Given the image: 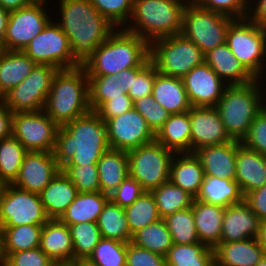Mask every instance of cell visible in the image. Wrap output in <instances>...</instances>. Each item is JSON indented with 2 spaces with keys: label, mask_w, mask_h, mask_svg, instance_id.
<instances>
[{
  "label": "cell",
  "mask_w": 266,
  "mask_h": 266,
  "mask_svg": "<svg viewBox=\"0 0 266 266\" xmlns=\"http://www.w3.org/2000/svg\"><path fill=\"white\" fill-rule=\"evenodd\" d=\"M101 238L114 239L124 243L131 241L132 234L124 208L110 199L104 205L97 220Z\"/></svg>",
  "instance_id": "obj_36"
},
{
  "label": "cell",
  "mask_w": 266,
  "mask_h": 266,
  "mask_svg": "<svg viewBox=\"0 0 266 266\" xmlns=\"http://www.w3.org/2000/svg\"><path fill=\"white\" fill-rule=\"evenodd\" d=\"M49 218L40 194L5 184L0 191V227L44 225Z\"/></svg>",
  "instance_id": "obj_11"
},
{
  "label": "cell",
  "mask_w": 266,
  "mask_h": 266,
  "mask_svg": "<svg viewBox=\"0 0 266 266\" xmlns=\"http://www.w3.org/2000/svg\"><path fill=\"white\" fill-rule=\"evenodd\" d=\"M130 242L162 256H165L173 245L171 233L164 218L136 231L132 234Z\"/></svg>",
  "instance_id": "obj_38"
},
{
  "label": "cell",
  "mask_w": 266,
  "mask_h": 266,
  "mask_svg": "<svg viewBox=\"0 0 266 266\" xmlns=\"http://www.w3.org/2000/svg\"><path fill=\"white\" fill-rule=\"evenodd\" d=\"M40 249L55 264L73 262V243L70 230L59 219H49L42 228Z\"/></svg>",
  "instance_id": "obj_23"
},
{
  "label": "cell",
  "mask_w": 266,
  "mask_h": 266,
  "mask_svg": "<svg viewBox=\"0 0 266 266\" xmlns=\"http://www.w3.org/2000/svg\"><path fill=\"white\" fill-rule=\"evenodd\" d=\"M108 200L109 195L101 191L78 193L59 220L67 226L78 223H97L99 215Z\"/></svg>",
  "instance_id": "obj_34"
},
{
  "label": "cell",
  "mask_w": 266,
  "mask_h": 266,
  "mask_svg": "<svg viewBox=\"0 0 266 266\" xmlns=\"http://www.w3.org/2000/svg\"><path fill=\"white\" fill-rule=\"evenodd\" d=\"M149 57L159 73L181 79L205 62L201 49L182 34L152 41Z\"/></svg>",
  "instance_id": "obj_8"
},
{
  "label": "cell",
  "mask_w": 266,
  "mask_h": 266,
  "mask_svg": "<svg viewBox=\"0 0 266 266\" xmlns=\"http://www.w3.org/2000/svg\"><path fill=\"white\" fill-rule=\"evenodd\" d=\"M205 172L195 153H176L172 159L169 180L194 198L197 196Z\"/></svg>",
  "instance_id": "obj_26"
},
{
  "label": "cell",
  "mask_w": 266,
  "mask_h": 266,
  "mask_svg": "<svg viewBox=\"0 0 266 266\" xmlns=\"http://www.w3.org/2000/svg\"><path fill=\"white\" fill-rule=\"evenodd\" d=\"M33 0H0V6L11 12L28 6Z\"/></svg>",
  "instance_id": "obj_59"
},
{
  "label": "cell",
  "mask_w": 266,
  "mask_h": 266,
  "mask_svg": "<svg viewBox=\"0 0 266 266\" xmlns=\"http://www.w3.org/2000/svg\"><path fill=\"white\" fill-rule=\"evenodd\" d=\"M2 186H3V184L0 182V191H1Z\"/></svg>",
  "instance_id": "obj_71"
},
{
  "label": "cell",
  "mask_w": 266,
  "mask_h": 266,
  "mask_svg": "<svg viewBox=\"0 0 266 266\" xmlns=\"http://www.w3.org/2000/svg\"><path fill=\"white\" fill-rule=\"evenodd\" d=\"M95 9L117 28H124L129 22L134 0H89Z\"/></svg>",
  "instance_id": "obj_47"
},
{
  "label": "cell",
  "mask_w": 266,
  "mask_h": 266,
  "mask_svg": "<svg viewBox=\"0 0 266 266\" xmlns=\"http://www.w3.org/2000/svg\"><path fill=\"white\" fill-rule=\"evenodd\" d=\"M4 51L2 44L0 43V54Z\"/></svg>",
  "instance_id": "obj_68"
},
{
  "label": "cell",
  "mask_w": 266,
  "mask_h": 266,
  "mask_svg": "<svg viewBox=\"0 0 266 266\" xmlns=\"http://www.w3.org/2000/svg\"><path fill=\"white\" fill-rule=\"evenodd\" d=\"M60 170L53 152H28L12 185L40 194Z\"/></svg>",
  "instance_id": "obj_19"
},
{
  "label": "cell",
  "mask_w": 266,
  "mask_h": 266,
  "mask_svg": "<svg viewBox=\"0 0 266 266\" xmlns=\"http://www.w3.org/2000/svg\"><path fill=\"white\" fill-rule=\"evenodd\" d=\"M126 266H166L165 256L127 243Z\"/></svg>",
  "instance_id": "obj_54"
},
{
  "label": "cell",
  "mask_w": 266,
  "mask_h": 266,
  "mask_svg": "<svg viewBox=\"0 0 266 266\" xmlns=\"http://www.w3.org/2000/svg\"><path fill=\"white\" fill-rule=\"evenodd\" d=\"M262 82L264 80L255 79L243 85H227L215 106L233 140L245 138L251 123L266 105V92L261 89L265 82Z\"/></svg>",
  "instance_id": "obj_6"
},
{
  "label": "cell",
  "mask_w": 266,
  "mask_h": 266,
  "mask_svg": "<svg viewBox=\"0 0 266 266\" xmlns=\"http://www.w3.org/2000/svg\"><path fill=\"white\" fill-rule=\"evenodd\" d=\"M155 140L175 153H191L189 111L170 115L155 135Z\"/></svg>",
  "instance_id": "obj_33"
},
{
  "label": "cell",
  "mask_w": 266,
  "mask_h": 266,
  "mask_svg": "<svg viewBox=\"0 0 266 266\" xmlns=\"http://www.w3.org/2000/svg\"><path fill=\"white\" fill-rule=\"evenodd\" d=\"M51 19L23 52L36 64L50 65L58 70L80 66L74 59L69 39L56 21Z\"/></svg>",
  "instance_id": "obj_13"
},
{
  "label": "cell",
  "mask_w": 266,
  "mask_h": 266,
  "mask_svg": "<svg viewBox=\"0 0 266 266\" xmlns=\"http://www.w3.org/2000/svg\"><path fill=\"white\" fill-rule=\"evenodd\" d=\"M10 12L0 6V43L4 49V39L6 36V28L9 21Z\"/></svg>",
  "instance_id": "obj_61"
},
{
  "label": "cell",
  "mask_w": 266,
  "mask_h": 266,
  "mask_svg": "<svg viewBox=\"0 0 266 266\" xmlns=\"http://www.w3.org/2000/svg\"><path fill=\"white\" fill-rule=\"evenodd\" d=\"M204 59L227 85H243L255 80L231 52L226 42L206 53Z\"/></svg>",
  "instance_id": "obj_24"
},
{
  "label": "cell",
  "mask_w": 266,
  "mask_h": 266,
  "mask_svg": "<svg viewBox=\"0 0 266 266\" xmlns=\"http://www.w3.org/2000/svg\"><path fill=\"white\" fill-rule=\"evenodd\" d=\"M0 266H8L5 262L1 261Z\"/></svg>",
  "instance_id": "obj_69"
},
{
  "label": "cell",
  "mask_w": 266,
  "mask_h": 266,
  "mask_svg": "<svg viewBox=\"0 0 266 266\" xmlns=\"http://www.w3.org/2000/svg\"><path fill=\"white\" fill-rule=\"evenodd\" d=\"M96 165L100 191L109 196L129 176L127 151L109 148Z\"/></svg>",
  "instance_id": "obj_30"
},
{
  "label": "cell",
  "mask_w": 266,
  "mask_h": 266,
  "mask_svg": "<svg viewBox=\"0 0 266 266\" xmlns=\"http://www.w3.org/2000/svg\"><path fill=\"white\" fill-rule=\"evenodd\" d=\"M237 140L200 148L195 155L200 159L205 176L235 180Z\"/></svg>",
  "instance_id": "obj_21"
},
{
  "label": "cell",
  "mask_w": 266,
  "mask_h": 266,
  "mask_svg": "<svg viewBox=\"0 0 266 266\" xmlns=\"http://www.w3.org/2000/svg\"><path fill=\"white\" fill-rule=\"evenodd\" d=\"M190 0H134L130 22L123 28L149 44L159 38L181 34L183 14Z\"/></svg>",
  "instance_id": "obj_5"
},
{
  "label": "cell",
  "mask_w": 266,
  "mask_h": 266,
  "mask_svg": "<svg viewBox=\"0 0 266 266\" xmlns=\"http://www.w3.org/2000/svg\"><path fill=\"white\" fill-rule=\"evenodd\" d=\"M244 201L260 220L266 219V184L247 193Z\"/></svg>",
  "instance_id": "obj_56"
},
{
  "label": "cell",
  "mask_w": 266,
  "mask_h": 266,
  "mask_svg": "<svg viewBox=\"0 0 266 266\" xmlns=\"http://www.w3.org/2000/svg\"><path fill=\"white\" fill-rule=\"evenodd\" d=\"M109 148L106 123L90 111L59 126L53 154L62 169L66 165L97 164Z\"/></svg>",
  "instance_id": "obj_1"
},
{
  "label": "cell",
  "mask_w": 266,
  "mask_h": 266,
  "mask_svg": "<svg viewBox=\"0 0 266 266\" xmlns=\"http://www.w3.org/2000/svg\"><path fill=\"white\" fill-rule=\"evenodd\" d=\"M43 110L58 126L91 111L88 76L83 66L56 72Z\"/></svg>",
  "instance_id": "obj_4"
},
{
  "label": "cell",
  "mask_w": 266,
  "mask_h": 266,
  "mask_svg": "<svg viewBox=\"0 0 266 266\" xmlns=\"http://www.w3.org/2000/svg\"><path fill=\"white\" fill-rule=\"evenodd\" d=\"M210 266H220V265L214 260Z\"/></svg>",
  "instance_id": "obj_65"
},
{
  "label": "cell",
  "mask_w": 266,
  "mask_h": 266,
  "mask_svg": "<svg viewBox=\"0 0 266 266\" xmlns=\"http://www.w3.org/2000/svg\"><path fill=\"white\" fill-rule=\"evenodd\" d=\"M156 77V67L149 60L142 67L133 68V83L128 91L132 102L142 97L152 95L153 84Z\"/></svg>",
  "instance_id": "obj_49"
},
{
  "label": "cell",
  "mask_w": 266,
  "mask_h": 266,
  "mask_svg": "<svg viewBox=\"0 0 266 266\" xmlns=\"http://www.w3.org/2000/svg\"><path fill=\"white\" fill-rule=\"evenodd\" d=\"M55 266H71L70 264H56Z\"/></svg>",
  "instance_id": "obj_67"
},
{
  "label": "cell",
  "mask_w": 266,
  "mask_h": 266,
  "mask_svg": "<svg viewBox=\"0 0 266 266\" xmlns=\"http://www.w3.org/2000/svg\"><path fill=\"white\" fill-rule=\"evenodd\" d=\"M124 210L131 234L161 219L155 198L148 191H145L132 205L125 207Z\"/></svg>",
  "instance_id": "obj_42"
},
{
  "label": "cell",
  "mask_w": 266,
  "mask_h": 266,
  "mask_svg": "<svg viewBox=\"0 0 266 266\" xmlns=\"http://www.w3.org/2000/svg\"><path fill=\"white\" fill-rule=\"evenodd\" d=\"M191 123V153L207 146L233 141L220 118L216 107H192L189 110Z\"/></svg>",
  "instance_id": "obj_18"
},
{
  "label": "cell",
  "mask_w": 266,
  "mask_h": 266,
  "mask_svg": "<svg viewBox=\"0 0 266 266\" xmlns=\"http://www.w3.org/2000/svg\"><path fill=\"white\" fill-rule=\"evenodd\" d=\"M62 172L71 180L78 193L99 192V176L96 164L66 165Z\"/></svg>",
  "instance_id": "obj_46"
},
{
  "label": "cell",
  "mask_w": 266,
  "mask_h": 266,
  "mask_svg": "<svg viewBox=\"0 0 266 266\" xmlns=\"http://www.w3.org/2000/svg\"><path fill=\"white\" fill-rule=\"evenodd\" d=\"M250 2L248 17L266 29V0H250Z\"/></svg>",
  "instance_id": "obj_57"
},
{
  "label": "cell",
  "mask_w": 266,
  "mask_h": 266,
  "mask_svg": "<svg viewBox=\"0 0 266 266\" xmlns=\"http://www.w3.org/2000/svg\"><path fill=\"white\" fill-rule=\"evenodd\" d=\"M58 128L44 110L12 115V136L28 152H53Z\"/></svg>",
  "instance_id": "obj_14"
},
{
  "label": "cell",
  "mask_w": 266,
  "mask_h": 266,
  "mask_svg": "<svg viewBox=\"0 0 266 266\" xmlns=\"http://www.w3.org/2000/svg\"><path fill=\"white\" fill-rule=\"evenodd\" d=\"M36 65L23 51L4 50L0 54V99L20 84Z\"/></svg>",
  "instance_id": "obj_32"
},
{
  "label": "cell",
  "mask_w": 266,
  "mask_h": 266,
  "mask_svg": "<svg viewBox=\"0 0 266 266\" xmlns=\"http://www.w3.org/2000/svg\"><path fill=\"white\" fill-rule=\"evenodd\" d=\"M77 194L78 190L74 184L60 170L40 193L46 216L49 219H59L74 201Z\"/></svg>",
  "instance_id": "obj_29"
},
{
  "label": "cell",
  "mask_w": 266,
  "mask_h": 266,
  "mask_svg": "<svg viewBox=\"0 0 266 266\" xmlns=\"http://www.w3.org/2000/svg\"><path fill=\"white\" fill-rule=\"evenodd\" d=\"M153 99L170 115L188 112L192 105L188 99L183 79L167 76L156 69V77L152 90Z\"/></svg>",
  "instance_id": "obj_25"
},
{
  "label": "cell",
  "mask_w": 266,
  "mask_h": 266,
  "mask_svg": "<svg viewBox=\"0 0 266 266\" xmlns=\"http://www.w3.org/2000/svg\"><path fill=\"white\" fill-rule=\"evenodd\" d=\"M235 181L243 195L266 184V156L237 141Z\"/></svg>",
  "instance_id": "obj_22"
},
{
  "label": "cell",
  "mask_w": 266,
  "mask_h": 266,
  "mask_svg": "<svg viewBox=\"0 0 266 266\" xmlns=\"http://www.w3.org/2000/svg\"><path fill=\"white\" fill-rule=\"evenodd\" d=\"M57 71L53 66L37 64L20 84L1 98V102L12 113L43 110Z\"/></svg>",
  "instance_id": "obj_12"
},
{
  "label": "cell",
  "mask_w": 266,
  "mask_h": 266,
  "mask_svg": "<svg viewBox=\"0 0 266 266\" xmlns=\"http://www.w3.org/2000/svg\"><path fill=\"white\" fill-rule=\"evenodd\" d=\"M120 84L119 74L107 76H88L89 106L96 112L110 98L127 94Z\"/></svg>",
  "instance_id": "obj_41"
},
{
  "label": "cell",
  "mask_w": 266,
  "mask_h": 266,
  "mask_svg": "<svg viewBox=\"0 0 266 266\" xmlns=\"http://www.w3.org/2000/svg\"><path fill=\"white\" fill-rule=\"evenodd\" d=\"M127 243L101 238L89 261L98 266H126Z\"/></svg>",
  "instance_id": "obj_45"
},
{
  "label": "cell",
  "mask_w": 266,
  "mask_h": 266,
  "mask_svg": "<svg viewBox=\"0 0 266 266\" xmlns=\"http://www.w3.org/2000/svg\"><path fill=\"white\" fill-rule=\"evenodd\" d=\"M241 143L250 150L266 156V105L251 123Z\"/></svg>",
  "instance_id": "obj_51"
},
{
  "label": "cell",
  "mask_w": 266,
  "mask_h": 266,
  "mask_svg": "<svg viewBox=\"0 0 266 266\" xmlns=\"http://www.w3.org/2000/svg\"><path fill=\"white\" fill-rule=\"evenodd\" d=\"M118 74L120 76V84L122 85L121 89L128 93L133 83V68L122 70Z\"/></svg>",
  "instance_id": "obj_60"
},
{
  "label": "cell",
  "mask_w": 266,
  "mask_h": 266,
  "mask_svg": "<svg viewBox=\"0 0 266 266\" xmlns=\"http://www.w3.org/2000/svg\"><path fill=\"white\" fill-rule=\"evenodd\" d=\"M28 151L13 136L0 140V182L12 184Z\"/></svg>",
  "instance_id": "obj_39"
},
{
  "label": "cell",
  "mask_w": 266,
  "mask_h": 266,
  "mask_svg": "<svg viewBox=\"0 0 266 266\" xmlns=\"http://www.w3.org/2000/svg\"><path fill=\"white\" fill-rule=\"evenodd\" d=\"M260 221L245 201L226 207L220 243L256 238Z\"/></svg>",
  "instance_id": "obj_20"
},
{
  "label": "cell",
  "mask_w": 266,
  "mask_h": 266,
  "mask_svg": "<svg viewBox=\"0 0 266 266\" xmlns=\"http://www.w3.org/2000/svg\"><path fill=\"white\" fill-rule=\"evenodd\" d=\"M145 191L132 177L128 176L109 196V199L122 208L132 205Z\"/></svg>",
  "instance_id": "obj_53"
},
{
  "label": "cell",
  "mask_w": 266,
  "mask_h": 266,
  "mask_svg": "<svg viewBox=\"0 0 266 266\" xmlns=\"http://www.w3.org/2000/svg\"><path fill=\"white\" fill-rule=\"evenodd\" d=\"M133 108V102L128 94H122V97L110 98L106 101L96 113L106 122L108 119L120 116Z\"/></svg>",
  "instance_id": "obj_55"
},
{
  "label": "cell",
  "mask_w": 266,
  "mask_h": 266,
  "mask_svg": "<svg viewBox=\"0 0 266 266\" xmlns=\"http://www.w3.org/2000/svg\"><path fill=\"white\" fill-rule=\"evenodd\" d=\"M155 198L158 213L161 218L169 214L190 208L194 197L185 190L175 186L170 180L151 191Z\"/></svg>",
  "instance_id": "obj_40"
},
{
  "label": "cell",
  "mask_w": 266,
  "mask_h": 266,
  "mask_svg": "<svg viewBox=\"0 0 266 266\" xmlns=\"http://www.w3.org/2000/svg\"><path fill=\"white\" fill-rule=\"evenodd\" d=\"M3 261L2 255H1V240H0V262Z\"/></svg>",
  "instance_id": "obj_66"
},
{
  "label": "cell",
  "mask_w": 266,
  "mask_h": 266,
  "mask_svg": "<svg viewBox=\"0 0 266 266\" xmlns=\"http://www.w3.org/2000/svg\"><path fill=\"white\" fill-rule=\"evenodd\" d=\"M129 176L144 191L151 192L169 180L171 162L176 154L154 140L151 143L127 151Z\"/></svg>",
  "instance_id": "obj_10"
},
{
  "label": "cell",
  "mask_w": 266,
  "mask_h": 266,
  "mask_svg": "<svg viewBox=\"0 0 266 266\" xmlns=\"http://www.w3.org/2000/svg\"><path fill=\"white\" fill-rule=\"evenodd\" d=\"M182 79L192 107H215L227 86L206 62Z\"/></svg>",
  "instance_id": "obj_17"
},
{
  "label": "cell",
  "mask_w": 266,
  "mask_h": 266,
  "mask_svg": "<svg viewBox=\"0 0 266 266\" xmlns=\"http://www.w3.org/2000/svg\"><path fill=\"white\" fill-rule=\"evenodd\" d=\"M8 266H55L40 247L30 250L10 253L4 260Z\"/></svg>",
  "instance_id": "obj_52"
},
{
  "label": "cell",
  "mask_w": 266,
  "mask_h": 266,
  "mask_svg": "<svg viewBox=\"0 0 266 266\" xmlns=\"http://www.w3.org/2000/svg\"><path fill=\"white\" fill-rule=\"evenodd\" d=\"M70 265L71 266H98L92 263L91 261H89L88 259L75 260L72 263H70Z\"/></svg>",
  "instance_id": "obj_63"
},
{
  "label": "cell",
  "mask_w": 266,
  "mask_h": 266,
  "mask_svg": "<svg viewBox=\"0 0 266 266\" xmlns=\"http://www.w3.org/2000/svg\"><path fill=\"white\" fill-rule=\"evenodd\" d=\"M133 108L145 118L149 128L155 135L170 117V113L156 102L152 95L134 101Z\"/></svg>",
  "instance_id": "obj_48"
},
{
  "label": "cell",
  "mask_w": 266,
  "mask_h": 266,
  "mask_svg": "<svg viewBox=\"0 0 266 266\" xmlns=\"http://www.w3.org/2000/svg\"><path fill=\"white\" fill-rule=\"evenodd\" d=\"M13 113L0 102V140L12 136Z\"/></svg>",
  "instance_id": "obj_58"
},
{
  "label": "cell",
  "mask_w": 266,
  "mask_h": 266,
  "mask_svg": "<svg viewBox=\"0 0 266 266\" xmlns=\"http://www.w3.org/2000/svg\"><path fill=\"white\" fill-rule=\"evenodd\" d=\"M33 1H46V2L47 1L49 2L50 1L51 2V0H33Z\"/></svg>",
  "instance_id": "obj_70"
},
{
  "label": "cell",
  "mask_w": 266,
  "mask_h": 266,
  "mask_svg": "<svg viewBox=\"0 0 266 266\" xmlns=\"http://www.w3.org/2000/svg\"><path fill=\"white\" fill-rule=\"evenodd\" d=\"M150 44L138 35L117 28L82 65L87 76L118 74L150 60Z\"/></svg>",
  "instance_id": "obj_3"
},
{
  "label": "cell",
  "mask_w": 266,
  "mask_h": 266,
  "mask_svg": "<svg viewBox=\"0 0 266 266\" xmlns=\"http://www.w3.org/2000/svg\"><path fill=\"white\" fill-rule=\"evenodd\" d=\"M194 199L226 208L244 201V195L235 180L205 176Z\"/></svg>",
  "instance_id": "obj_31"
},
{
  "label": "cell",
  "mask_w": 266,
  "mask_h": 266,
  "mask_svg": "<svg viewBox=\"0 0 266 266\" xmlns=\"http://www.w3.org/2000/svg\"><path fill=\"white\" fill-rule=\"evenodd\" d=\"M171 233L173 244H192L200 242L196 232L192 208H187L164 218Z\"/></svg>",
  "instance_id": "obj_44"
},
{
  "label": "cell",
  "mask_w": 266,
  "mask_h": 266,
  "mask_svg": "<svg viewBox=\"0 0 266 266\" xmlns=\"http://www.w3.org/2000/svg\"><path fill=\"white\" fill-rule=\"evenodd\" d=\"M264 256L256 238L219 243L214 248V260L220 266H255Z\"/></svg>",
  "instance_id": "obj_27"
},
{
  "label": "cell",
  "mask_w": 266,
  "mask_h": 266,
  "mask_svg": "<svg viewBox=\"0 0 266 266\" xmlns=\"http://www.w3.org/2000/svg\"><path fill=\"white\" fill-rule=\"evenodd\" d=\"M43 225L0 227L1 255L4 260L10 253L40 247Z\"/></svg>",
  "instance_id": "obj_35"
},
{
  "label": "cell",
  "mask_w": 266,
  "mask_h": 266,
  "mask_svg": "<svg viewBox=\"0 0 266 266\" xmlns=\"http://www.w3.org/2000/svg\"><path fill=\"white\" fill-rule=\"evenodd\" d=\"M105 123L108 144L112 149L128 151L155 140L145 118L134 108Z\"/></svg>",
  "instance_id": "obj_16"
},
{
  "label": "cell",
  "mask_w": 266,
  "mask_h": 266,
  "mask_svg": "<svg viewBox=\"0 0 266 266\" xmlns=\"http://www.w3.org/2000/svg\"><path fill=\"white\" fill-rule=\"evenodd\" d=\"M226 43L245 69L255 78L266 75V29L249 17L233 19Z\"/></svg>",
  "instance_id": "obj_7"
},
{
  "label": "cell",
  "mask_w": 266,
  "mask_h": 266,
  "mask_svg": "<svg viewBox=\"0 0 266 266\" xmlns=\"http://www.w3.org/2000/svg\"><path fill=\"white\" fill-rule=\"evenodd\" d=\"M165 260L166 266H210L214 261V249L201 242L173 244Z\"/></svg>",
  "instance_id": "obj_37"
},
{
  "label": "cell",
  "mask_w": 266,
  "mask_h": 266,
  "mask_svg": "<svg viewBox=\"0 0 266 266\" xmlns=\"http://www.w3.org/2000/svg\"><path fill=\"white\" fill-rule=\"evenodd\" d=\"M57 5L60 20L54 19L69 39L73 59L82 66L117 27L89 0H60Z\"/></svg>",
  "instance_id": "obj_2"
},
{
  "label": "cell",
  "mask_w": 266,
  "mask_h": 266,
  "mask_svg": "<svg viewBox=\"0 0 266 266\" xmlns=\"http://www.w3.org/2000/svg\"><path fill=\"white\" fill-rule=\"evenodd\" d=\"M191 208L199 241L214 249L220 243L225 208L195 199Z\"/></svg>",
  "instance_id": "obj_28"
},
{
  "label": "cell",
  "mask_w": 266,
  "mask_h": 266,
  "mask_svg": "<svg viewBox=\"0 0 266 266\" xmlns=\"http://www.w3.org/2000/svg\"><path fill=\"white\" fill-rule=\"evenodd\" d=\"M201 8L240 19L248 17L250 0H193Z\"/></svg>",
  "instance_id": "obj_50"
},
{
  "label": "cell",
  "mask_w": 266,
  "mask_h": 266,
  "mask_svg": "<svg viewBox=\"0 0 266 266\" xmlns=\"http://www.w3.org/2000/svg\"><path fill=\"white\" fill-rule=\"evenodd\" d=\"M256 239L259 245L263 248L264 255L266 256V219L260 221V226Z\"/></svg>",
  "instance_id": "obj_62"
},
{
  "label": "cell",
  "mask_w": 266,
  "mask_h": 266,
  "mask_svg": "<svg viewBox=\"0 0 266 266\" xmlns=\"http://www.w3.org/2000/svg\"><path fill=\"white\" fill-rule=\"evenodd\" d=\"M46 1H32L28 6L10 12L4 50L23 51L53 19L46 11ZM44 6V7H43Z\"/></svg>",
  "instance_id": "obj_15"
},
{
  "label": "cell",
  "mask_w": 266,
  "mask_h": 266,
  "mask_svg": "<svg viewBox=\"0 0 266 266\" xmlns=\"http://www.w3.org/2000/svg\"><path fill=\"white\" fill-rule=\"evenodd\" d=\"M232 17L198 6L190 0L184 9L181 34L196 44L205 55L226 42Z\"/></svg>",
  "instance_id": "obj_9"
},
{
  "label": "cell",
  "mask_w": 266,
  "mask_h": 266,
  "mask_svg": "<svg viewBox=\"0 0 266 266\" xmlns=\"http://www.w3.org/2000/svg\"><path fill=\"white\" fill-rule=\"evenodd\" d=\"M255 266H266V256L263 257V259L258 262Z\"/></svg>",
  "instance_id": "obj_64"
},
{
  "label": "cell",
  "mask_w": 266,
  "mask_h": 266,
  "mask_svg": "<svg viewBox=\"0 0 266 266\" xmlns=\"http://www.w3.org/2000/svg\"><path fill=\"white\" fill-rule=\"evenodd\" d=\"M68 228L73 243V261L88 259L101 239L97 223H78Z\"/></svg>",
  "instance_id": "obj_43"
}]
</instances>
